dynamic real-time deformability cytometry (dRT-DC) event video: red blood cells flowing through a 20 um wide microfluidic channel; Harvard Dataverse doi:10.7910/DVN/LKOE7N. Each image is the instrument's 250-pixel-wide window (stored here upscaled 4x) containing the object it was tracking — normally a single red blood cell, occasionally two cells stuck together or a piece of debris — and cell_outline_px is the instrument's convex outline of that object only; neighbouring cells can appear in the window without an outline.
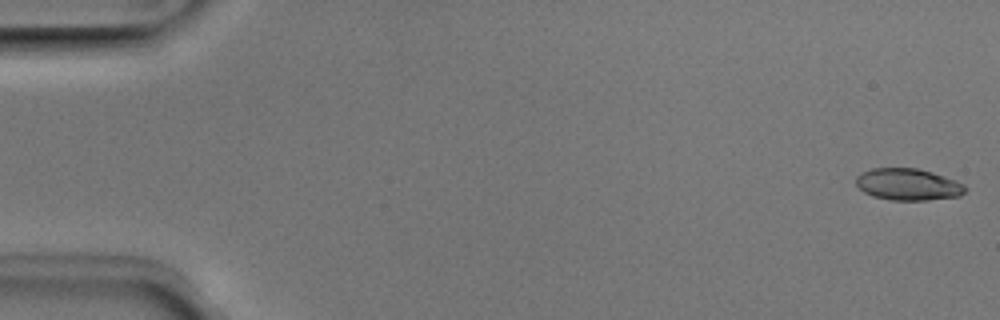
{"species": "Egyptian fruit bat (a non-hibernating species)", "species_latin": "Rousettus aegyptiacus", "temperature_condition": "room temperature", "stored_images_in_passage": 16, "camera_frame_rate_fps": 3000, "um_per_image_px": 0.085, "animal": {"sex": "male"}, "frame": {"image": 1, "passage_image": 1, "time_ms": 0.0, "image_size_px": [1000, 320], "cell_outline_px": [[968, 188], [960, 196], [928, 200], [892, 200], [872, 196], [864, 192], [856, 184], [856, 176], [872, 168], [916, 168], [932, 172], [944, 176], [964, 184]], "centroid_in_image_um": [77.2, 15.68], "position_along_channel_um": 7.8, "area_um2": 20.17}}
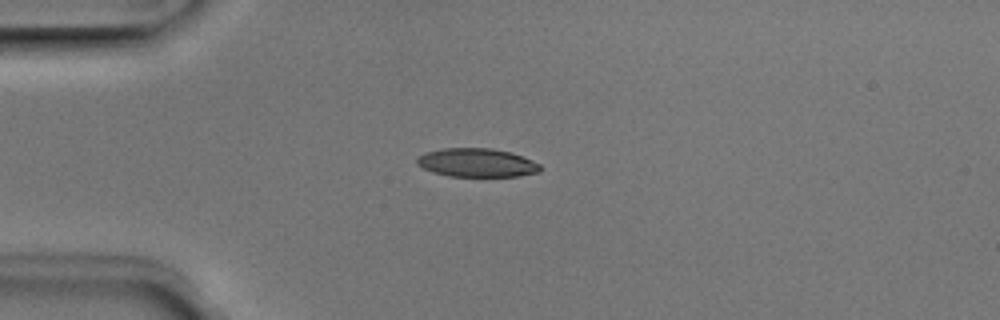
{"frame": {"image": 2, "passage_image": 13, "time_ms": 4.0, "image_size_px": [1000, 320], "cell_outline_px": [[544, 168], [540, 172], [520, 176], [448, 176], [432, 172], [416, 164], [416, 156], [424, 152], [444, 148], [492, 148], [512, 152], [532, 160], [540, 164]], "centroid_in_image_um": [40.54, 13.82], "position_along_channel_um": 44.5, "area_um2": 20.87}}